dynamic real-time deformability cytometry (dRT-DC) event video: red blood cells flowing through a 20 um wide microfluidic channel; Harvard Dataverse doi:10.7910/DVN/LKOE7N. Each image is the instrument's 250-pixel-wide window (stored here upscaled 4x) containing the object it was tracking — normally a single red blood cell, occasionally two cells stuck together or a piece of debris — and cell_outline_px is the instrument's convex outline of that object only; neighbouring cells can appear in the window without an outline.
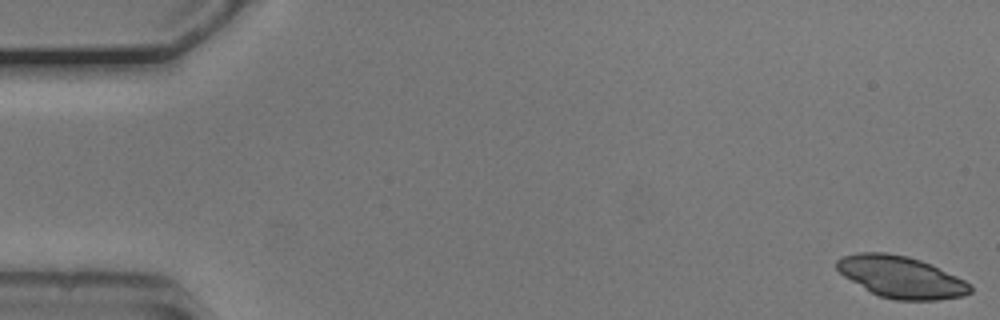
{"species": "common noctule bat (a hibernating species)", "species_latin": "Nyctalus noctula", "temperature_condition": "cold", "stored_images_in_passage": 16, "camera_frame_rate_fps": 3000, "um_per_image_px": 0.085, "animal": {"sex": "male", "body_mass_g": 20.5, "forearm_length_mm": 52.5}, "frame": {"image": 1, "passage_image": 1, "time_ms": 0.0, "image_size_px": [1000, 320], "cell_outline_px": [[972, 292], [964, 296], [936, 300], [896, 300], [880, 296], [872, 292], [844, 276], [836, 268], [836, 260], [844, 256], [856, 252], [884, 252], [908, 256], [920, 260], [956, 276], [972, 284]], "centroid_in_image_um": [76.6, 23.54], "position_along_channel_um": 8.4, "area_um2": 32.19}}